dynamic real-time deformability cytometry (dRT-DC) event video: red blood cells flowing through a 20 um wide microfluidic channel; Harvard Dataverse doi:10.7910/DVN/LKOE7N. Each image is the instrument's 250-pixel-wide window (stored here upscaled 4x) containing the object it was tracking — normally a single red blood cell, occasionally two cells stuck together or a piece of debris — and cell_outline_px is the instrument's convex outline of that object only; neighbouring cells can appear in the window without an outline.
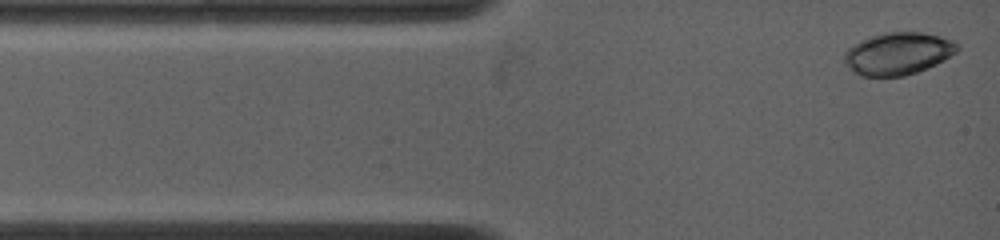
{"species": "common noctule bat (a hibernating species)", "species_latin": "Nyctalus noctula", "temperature_condition": "warm", "stored_images_in_passage": 20, "camera_frame_rate_fps": 4500, "um_per_image_px": 0.085, "animal": {"sex": "female", "body_mass_g": 19.0, "forearm_length_mm": 53.3}, "frame": {"image": 1, "passage_image": 1, "time_ms": 0.0, "image_size_px": [1000, 240], "cell_outline_px": [[960, 48], [956, 52], [944, 60], [928, 68], [904, 76], [860, 76], [844, 64], [844, 52], [848, 48], [860, 40], [884, 32], [920, 32], [940, 36], [952, 40], [960, 44]], "centroid_in_image_um": [76.33, 4.55], "position_along_channel_um": 8.7, "area_um2": 27.98}}
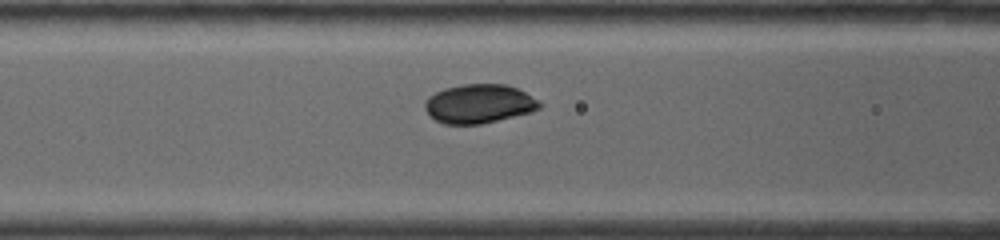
{"frame": {"image": 2, "passage_image": 12, "time_ms": 4.222, "image_size_px": [1000, 240], "cell_outline_px": [[544, 104], [540, 108], [532, 112], [480, 124], [444, 124], [428, 116], [424, 108], [424, 100], [428, 96], [444, 88], [464, 84], [504, 84], [516, 88], [540, 100]], "centroid_in_image_um": [40.7, 8.82], "position_along_channel_um": 125.9, "area_um2": 26.24}}
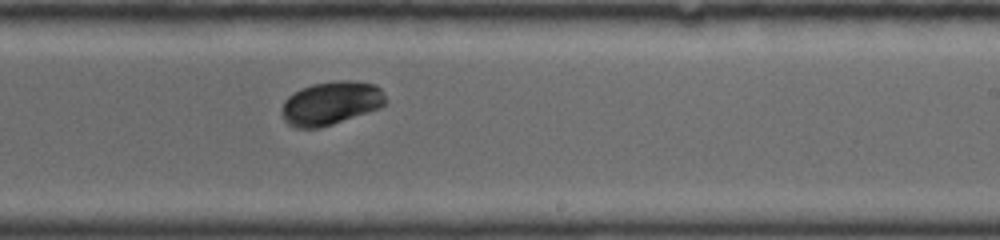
{"frame": {"image": 3, "passage_image": 20, "time_ms": 7.778, "image_size_px": [1000, 240], "cell_outline_px": [[388, 100], [380, 108], [320, 128], [296, 128], [288, 124], [284, 120], [280, 112], [284, 100], [288, 96], [300, 88], [312, 84], [340, 80], [352, 80], [376, 84], [380, 88]], "centroid_in_image_um": [28.12, 8.76], "position_along_channel_um": 260.9, "area_um2": 26.53}}